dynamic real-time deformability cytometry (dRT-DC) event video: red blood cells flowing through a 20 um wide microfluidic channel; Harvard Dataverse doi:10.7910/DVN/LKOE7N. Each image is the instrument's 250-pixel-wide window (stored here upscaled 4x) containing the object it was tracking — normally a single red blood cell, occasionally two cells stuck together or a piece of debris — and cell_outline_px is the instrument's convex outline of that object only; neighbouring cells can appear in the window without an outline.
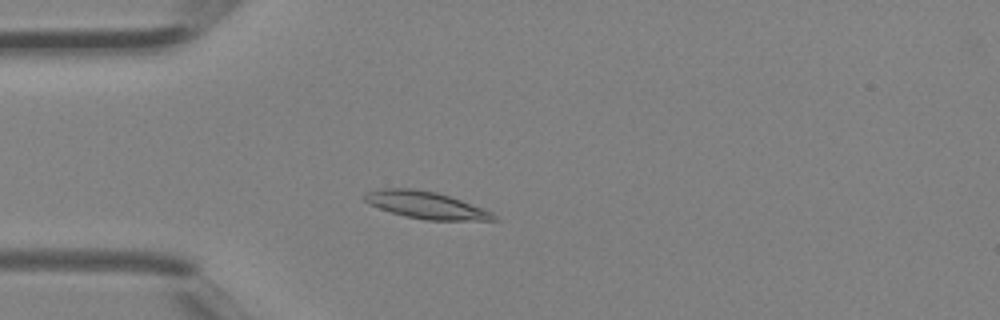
{"species": "Egyptian fruit bat (a non-hibernating species)", "species_latin": "Rousettus aegyptiacus", "temperature_condition": "room temperature", "stored_images_in_passage": 2, "camera_frame_rate_fps": 3000, "um_per_image_px": 0.085, "animal": {"sex": "female"}, "frame": {"image": 1, "passage_image": 2, "time_ms": 0.333, "image_size_px": [1000, 320], "cell_outline_px": [[500, 220], [428, 220], [404, 216], [368, 204], [364, 200], [364, 196], [368, 192], [380, 188], [412, 188], [436, 192], [460, 200], [492, 212]], "centroid_in_image_um": [36.19, 17.43], "position_along_channel_um": 48.8, "area_um2": 20.11}}